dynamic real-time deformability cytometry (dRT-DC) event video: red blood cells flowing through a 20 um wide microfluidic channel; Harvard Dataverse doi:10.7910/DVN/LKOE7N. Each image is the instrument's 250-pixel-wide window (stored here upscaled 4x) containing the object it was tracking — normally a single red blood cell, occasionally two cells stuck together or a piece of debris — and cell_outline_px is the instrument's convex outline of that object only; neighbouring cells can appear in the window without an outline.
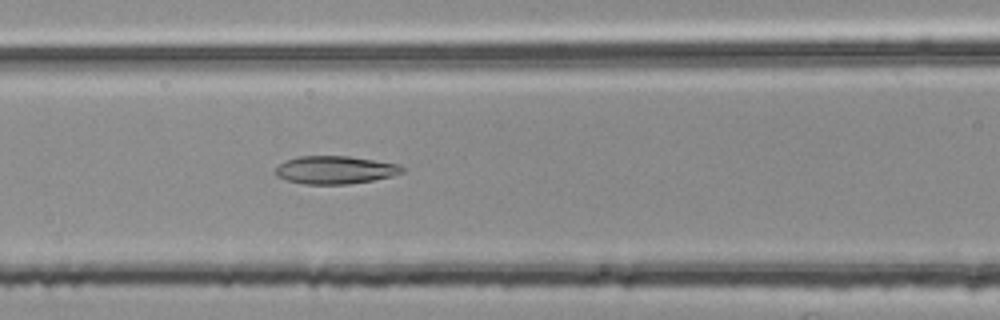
{"species": "common noctule bat (a hibernating species)", "species_latin": "Nyctalus noctula", "temperature_condition": "room temperature", "stored_images_in_passage": 41, "camera_frame_rate_fps": 3000, "um_per_image_px": 0.085, "animal": {"sex": "female", "body_mass_g": 25.1}, "frame": {"image": 1, "passage_image": 10, "time_ms": 3.0, "image_size_px": [1000, 320], "cell_outline_px": [[404, 172], [392, 176], [372, 180], [348, 184], [304, 184], [288, 180], [276, 176], [276, 168], [284, 160], [300, 156], [348, 156], [400, 164], [404, 168]], "centroid_in_image_um": [28.5, 14.44], "position_along_channel_um": 138.1, "area_um2": 20.58}}
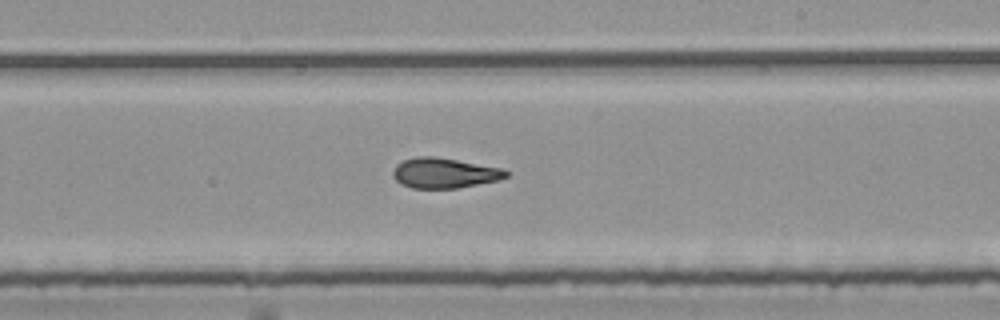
{"frame": {"image": 2, "passage_image": 19, "time_ms": 6.0, "image_size_px": [1000, 320], "cell_outline_px": [[508, 176], [500, 180], [456, 188], [412, 188], [400, 184], [392, 176], [392, 172], [396, 164], [404, 160], [416, 156], [432, 156], [504, 168], [508, 172]], "centroid_in_image_um": [37.76, 14.71], "position_along_channel_um": 251.2, "area_um2": 19.94}}
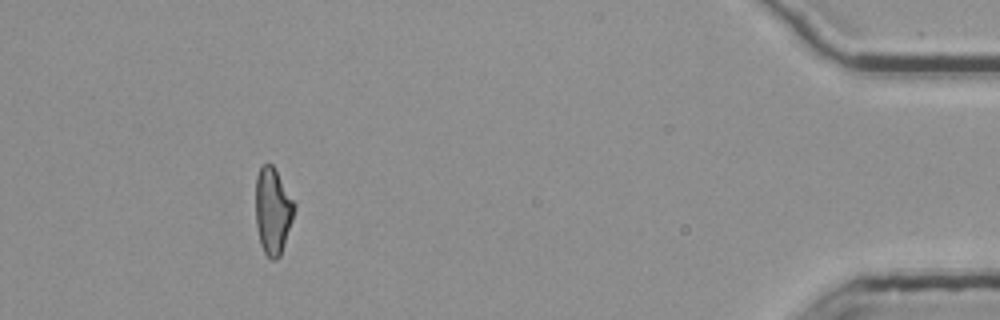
{"frame": {"image": 3, "passage_image": 37, "time_ms": 12.0, "image_size_px": [1000, 320], "cell_outline_px": [[296, 208], [280, 256], [276, 260], [272, 260], [264, 252], [260, 244], [256, 224], [256, 176], [260, 168], [264, 164], [272, 164], [276, 168], [296, 204]], "centroid_in_image_um": [23.2, 17.9], "position_along_channel_um": 412.0, "area_um2": 19.59}, "authors_computed_cell_mechanics": {"area_um2": 20.0566, "velocity_mm_per_s": 3.787, "shape_relaxation_time_tau1_ms": 11.3577, "shape_relaxation_time_tau2_ms": 2.7763, "deformation_change_tau1": 0.271, "deformation_change_tau2": 0.1178}}